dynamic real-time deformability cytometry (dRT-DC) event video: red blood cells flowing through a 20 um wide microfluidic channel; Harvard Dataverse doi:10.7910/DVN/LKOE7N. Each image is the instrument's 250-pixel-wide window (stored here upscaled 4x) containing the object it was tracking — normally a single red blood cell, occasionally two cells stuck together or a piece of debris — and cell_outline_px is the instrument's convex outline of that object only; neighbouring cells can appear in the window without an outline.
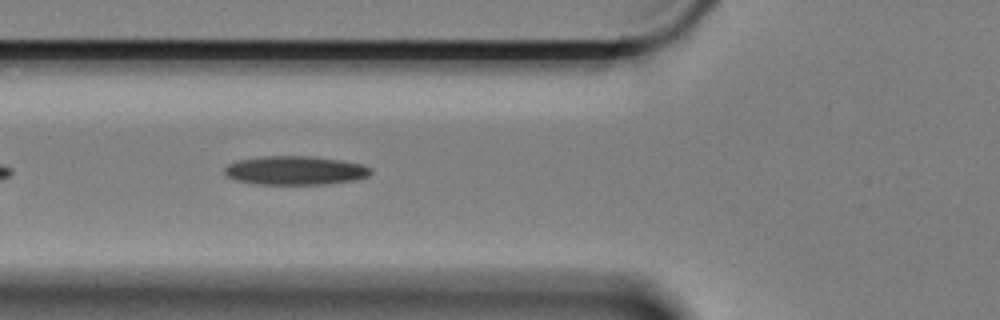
{"species": "Egyptian fruit bat (a non-hibernating species)", "species_latin": "Rousettus aegyptiacus", "temperature_condition": "cold", "stored_images_in_passage": 42, "camera_frame_rate_fps": 3000, "um_per_image_px": 0.085, "animal": {"sex": "female"}, "frame": {"image": 1, "passage_image": 6, "time_ms": 1.667, "image_size_px": [1000, 320], "cell_outline_px": [[372, 172], [368, 176], [352, 180], [324, 184], [256, 184], [236, 180], [228, 176], [224, 172], [224, 168], [228, 164], [236, 160], [260, 156], [312, 156], [344, 160], [364, 164], [372, 168]], "centroid_in_image_um": [25.1, 14.47], "position_along_channel_um": 100.7, "area_um2": 24.74}}
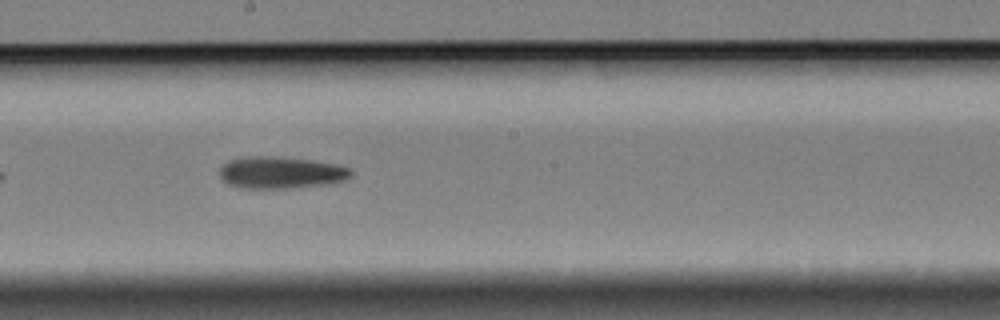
{"frame": {"image": 2, "passage_image": 17, "time_ms": 5.333, "image_size_px": [1000, 320], "cell_outline_px": [[352, 176], [344, 180], [328, 184], [284, 188], [240, 188], [228, 184], [220, 176], [220, 168], [228, 160], [248, 156], [276, 156], [312, 160], [336, 164], [352, 168]], "centroid_in_image_um": [23.89, 14.66], "position_along_channel_um": 224.3, "area_um2": 24.51}}
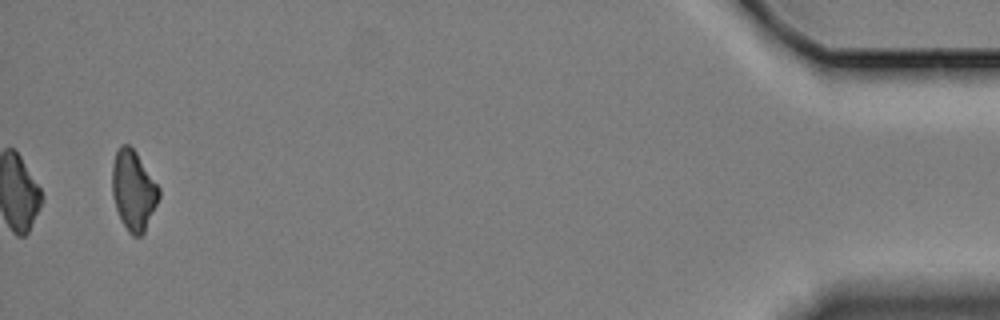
{"frame": {"image": 3, "passage_image": 42, "time_ms": 13.667, "image_size_px": [1000, 320], "cell_outline_px": [[160, 196], [144, 232], [140, 236], [132, 236], [128, 232], [116, 208], [112, 196], [112, 164], [116, 152], [120, 144], [128, 144], [136, 152], [160, 188]], "centroid_in_image_um": [11.33, 16.16], "position_along_channel_um": 423.9, "area_um2": 21.62}, "authors_computed_cell_mechanics": {"area_um2": 23.409, "velocity_mm_per_s": 3.3556, "shape_relaxation_time_tau1_ms": 9.2157, "shape_relaxation_time_tau2_ms": null, "deformation_change_tau1": 0.1722, "deformation_change_tau2": null}}